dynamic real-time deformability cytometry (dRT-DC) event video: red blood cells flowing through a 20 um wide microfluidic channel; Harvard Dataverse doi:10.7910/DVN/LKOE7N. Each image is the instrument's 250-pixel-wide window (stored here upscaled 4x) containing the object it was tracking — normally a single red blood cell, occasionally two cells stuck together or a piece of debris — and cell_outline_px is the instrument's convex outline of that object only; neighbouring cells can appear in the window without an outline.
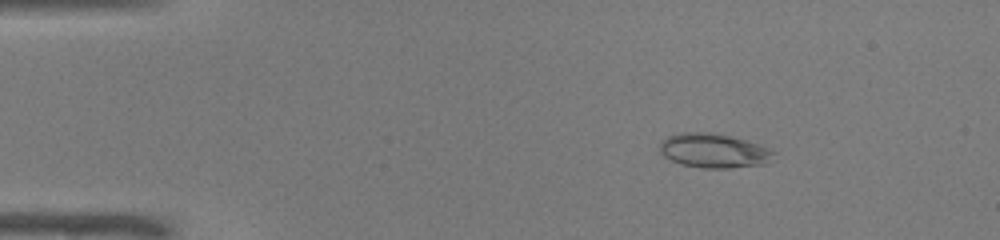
{"species": "common noctule bat (a hibernating species)", "species_latin": "Nyctalus noctula", "temperature_condition": "warm", "stored_images_in_passage": 50, "camera_frame_rate_fps": 3000, "um_per_image_px": 0.085, "animal": {"sex": "male", "body_mass_g": 19.0, "forearm_length_mm": 50.8}, "frame": {"image": 1, "passage_image": 7, "time_ms": 2.0, "image_size_px": [1000, 240], "cell_outline_px": [[776, 152], [764, 164], [728, 168], [704, 168], [680, 164], [664, 156], [660, 152], [660, 140], [668, 136], [680, 132], [712, 132], [760, 144]], "centroid_in_image_um": [60.63, 12.8], "position_along_channel_um": 24.4, "area_um2": 22.66}}
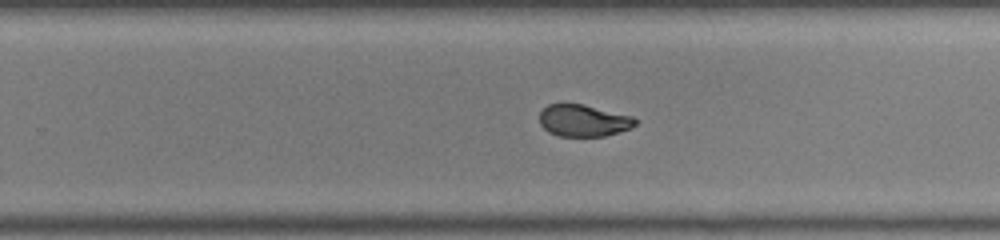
{"frame": {"image": 2, "passage_image": 32, "time_ms": 10.333, "image_size_px": [1000, 240], "cell_outline_px": [[636, 124], [632, 128], [620, 132], [604, 136], [556, 136], [548, 132], [540, 124], [540, 112], [548, 104], [584, 104], [632, 116], [636, 120]], "centroid_in_image_um": [49.59, 10.25], "position_along_channel_um": 280.2, "area_um2": 17.86}}
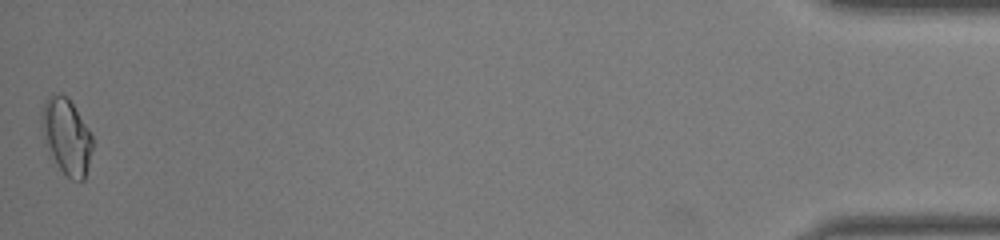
{"frame": {"image": 3, "passage_image": 50, "time_ms": 16.333, "image_size_px": [1000, 240], "cell_outline_px": [[92, 148], [84, 180], [72, 180], [60, 168], [44, 144], [40, 124], [40, 116], [44, 100], [52, 92], [60, 92], [68, 96], [88, 128], [92, 136]], "centroid_in_image_um": [5.61, 11.51], "position_along_channel_um": 429.6, "area_um2": 22.66}, "authors_computed_cell_mechanics": {"area_um2": 19.6231, "velocity_mm_per_s": 4.0006, "shape_relaxation_time_tau1_ms": null, "shape_relaxation_time_tau2_ms": 0.9418, "deformation_change_tau1": null, "deformation_change_tau2": 0.05}}